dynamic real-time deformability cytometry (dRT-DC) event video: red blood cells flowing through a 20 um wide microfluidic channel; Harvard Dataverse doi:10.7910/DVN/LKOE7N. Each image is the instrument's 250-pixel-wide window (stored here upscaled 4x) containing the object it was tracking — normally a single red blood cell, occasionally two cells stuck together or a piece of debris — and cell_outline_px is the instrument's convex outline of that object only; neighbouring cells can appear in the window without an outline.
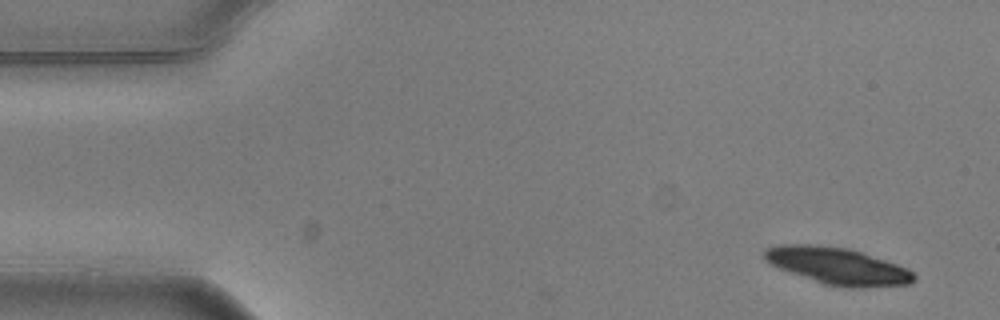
{"species": "common noctule bat (a hibernating species)", "species_latin": "Nyctalus noctula", "temperature_condition": "warm", "stored_images_in_passage": 3, "camera_frame_rate_fps": 3000, "um_per_image_px": 0.085, "animal": {"sex": "male", "body_mass_g": 20.5, "forearm_length_mm": 52.5}, "frame": {"image": 1, "passage_image": 1, "time_ms": 0.0, "image_size_px": [1000, 320], "cell_outline_px": [[916, 280], [908, 284], [864, 288], [844, 288], [824, 284], [788, 272], [764, 260], [764, 248], [776, 244], [812, 244], [848, 248], [908, 268], [916, 276]], "centroid_in_image_um": [71.17, 22.61], "position_along_channel_um": 13.8, "area_um2": 32.25}}